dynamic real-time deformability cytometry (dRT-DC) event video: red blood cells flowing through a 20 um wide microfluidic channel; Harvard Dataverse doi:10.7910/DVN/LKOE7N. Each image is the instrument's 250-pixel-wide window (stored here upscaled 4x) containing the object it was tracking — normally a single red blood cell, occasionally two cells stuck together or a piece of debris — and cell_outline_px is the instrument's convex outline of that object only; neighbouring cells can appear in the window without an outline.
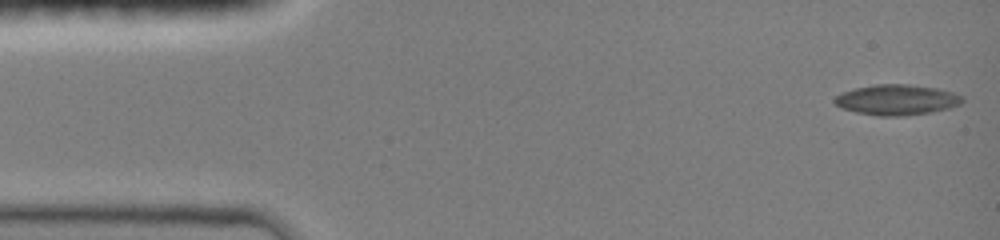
{"species": "common noctule bat (a hibernating species)", "species_latin": "Nyctalus noctula", "temperature_condition": "room temperature", "stored_images_in_passage": 11, "camera_frame_rate_fps": 3000, "um_per_image_px": 0.085, "animal": {"sex": "female", "body_mass_g": 19.0, "forearm_length_mm": 51.5}, "frame": {"image": 1, "passage_image": 1, "time_ms": 0.0, "image_size_px": [1000, 240], "cell_outline_px": [[964, 100], [960, 104], [948, 108], [932, 112], [900, 116], [876, 116], [856, 112], [840, 108], [832, 100], [840, 92], [856, 88], [876, 84], [908, 84], [936, 88], [952, 92], [964, 96]], "centroid_in_image_um": [76.2, 8.48], "position_along_channel_um": 8.8, "area_um2": 22.77}}
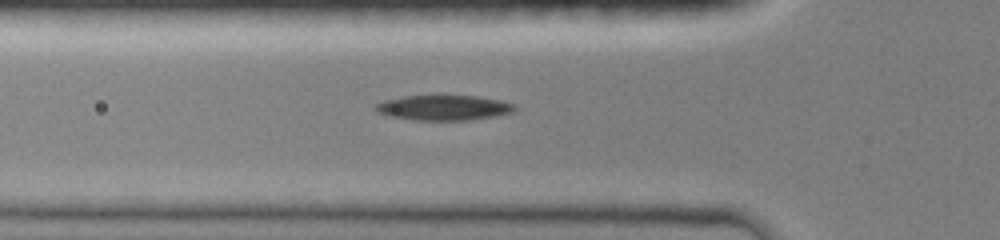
{"frame": {"image": 2, "passage_image": 7, "time_ms": 4.667, "image_size_px": [1000, 240], "cell_outline_px": [[516, 108], [512, 112], [496, 116], [472, 120], [416, 120], [388, 116], [376, 112], [372, 108], [376, 104], [384, 100], [404, 96], [476, 96], [500, 100], [512, 104]], "centroid_in_image_um": [37.67, 9.16], "position_along_channel_um": 88.1, "area_um2": 20.35}}
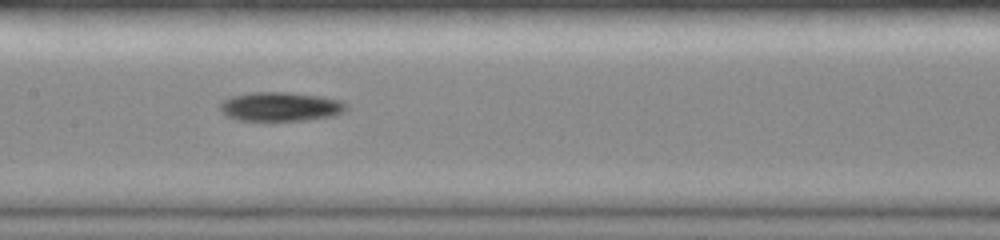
{"frame": {"image": 3, "passage_image": 10, "time_ms": 7.0, "image_size_px": [1000, 240], "cell_outline_px": [[348, 108], [332, 116], [304, 120], [240, 120], [228, 116], [220, 112], [220, 104], [224, 100], [232, 96], [248, 92], [288, 92], [320, 96], [340, 100]], "centroid_in_image_um": [23.8, 9.05], "position_along_channel_um": 183.6, "area_um2": 21.15}}